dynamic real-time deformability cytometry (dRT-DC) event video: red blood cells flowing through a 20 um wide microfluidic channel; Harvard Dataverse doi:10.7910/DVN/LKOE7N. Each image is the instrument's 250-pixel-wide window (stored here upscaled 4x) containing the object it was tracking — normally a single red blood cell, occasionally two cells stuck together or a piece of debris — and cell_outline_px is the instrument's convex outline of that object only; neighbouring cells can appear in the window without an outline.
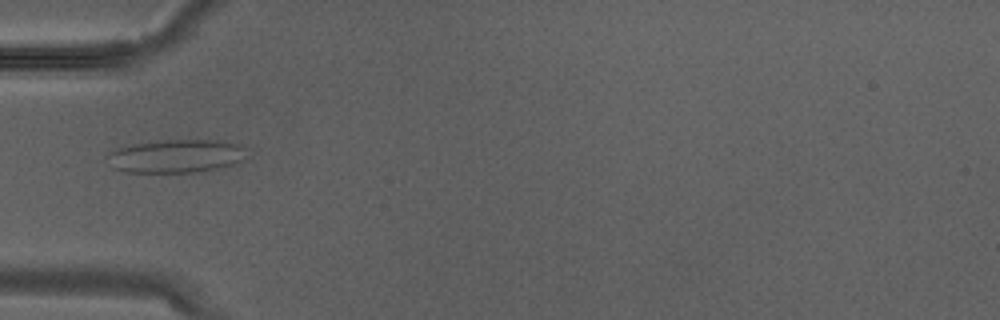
{"species": "Egyptian fruit bat (a non-hibernating species)", "species_latin": "Rousettus aegyptiacus", "temperature_condition": "warm", "stored_images_in_passage": 3, "camera_frame_rate_fps": 3000, "um_per_image_px": 0.085, "animal": {"sex": "male"}, "frame": {"image": 1, "passage_image": 3, "time_ms": 0.667, "image_size_px": [1000, 320], "cell_outline_px": [[244, 148], [240, 160], [232, 164], [216, 168], [196, 172], [124, 172], [112, 168], [104, 156], [116, 148], [132, 144], [168, 140], [224, 140], [240, 144]], "centroid_in_image_um": [14.87, 13.26], "position_along_channel_um": 70.1, "area_um2": 26.88}}